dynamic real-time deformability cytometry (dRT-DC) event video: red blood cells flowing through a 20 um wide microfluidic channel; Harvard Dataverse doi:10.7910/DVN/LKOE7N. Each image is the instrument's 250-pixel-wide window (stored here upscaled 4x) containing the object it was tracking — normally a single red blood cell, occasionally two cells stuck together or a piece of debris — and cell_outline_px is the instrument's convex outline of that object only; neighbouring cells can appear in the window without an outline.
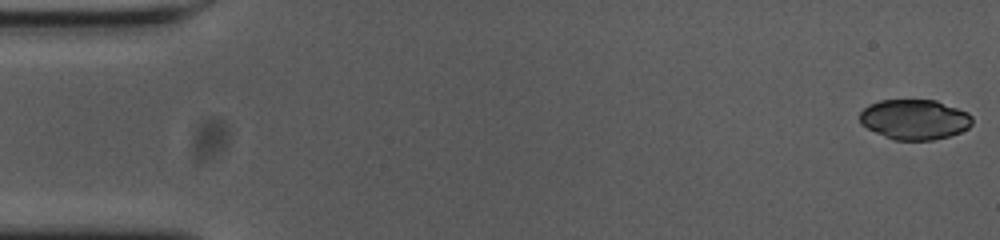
{"species": "common noctule bat (a hibernating species)", "species_latin": "Nyctalus noctula", "temperature_condition": "cold", "stored_images_in_passage": 55, "camera_frame_rate_fps": 3000, "um_per_image_px": 0.085, "animal": {"sex": "female", "body_mass_g": 23.0, "forearm_length_mm": 53.4}, "frame": {"image": 1, "passage_image": 1, "time_ms": 0.0, "image_size_px": [1000, 240], "cell_outline_px": [[972, 124], [968, 128], [960, 132], [948, 136], [932, 140], [892, 140], [860, 124], [860, 112], [868, 104], [880, 100], [936, 100], [968, 112], [972, 116]], "centroid_in_image_um": [77.73, 10.15], "position_along_channel_um": 7.3, "area_um2": 26.36}}
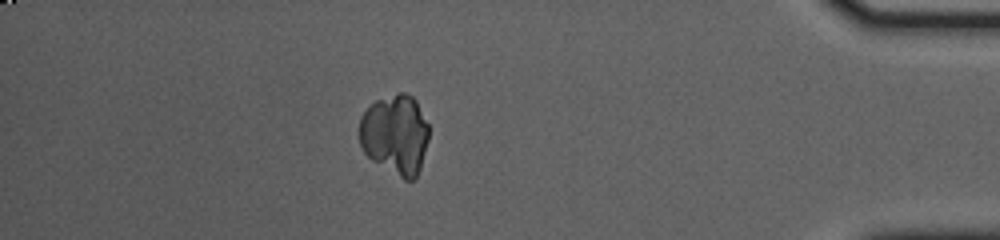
{"frame": {"image": 2, "passage_image": 48, "time_ms": 15.667, "image_size_px": [1000, 240], "cell_outline_px": [[428, 140], [420, 168], [416, 176], [412, 180], [404, 180], [372, 160], [364, 152], [360, 144], [360, 116], [376, 100], [400, 92], [404, 92], [412, 96], [416, 100], [428, 124]], "centroid_in_image_um": [33.6, 11.43], "position_along_channel_um": 401.6, "area_um2": 32.25}}